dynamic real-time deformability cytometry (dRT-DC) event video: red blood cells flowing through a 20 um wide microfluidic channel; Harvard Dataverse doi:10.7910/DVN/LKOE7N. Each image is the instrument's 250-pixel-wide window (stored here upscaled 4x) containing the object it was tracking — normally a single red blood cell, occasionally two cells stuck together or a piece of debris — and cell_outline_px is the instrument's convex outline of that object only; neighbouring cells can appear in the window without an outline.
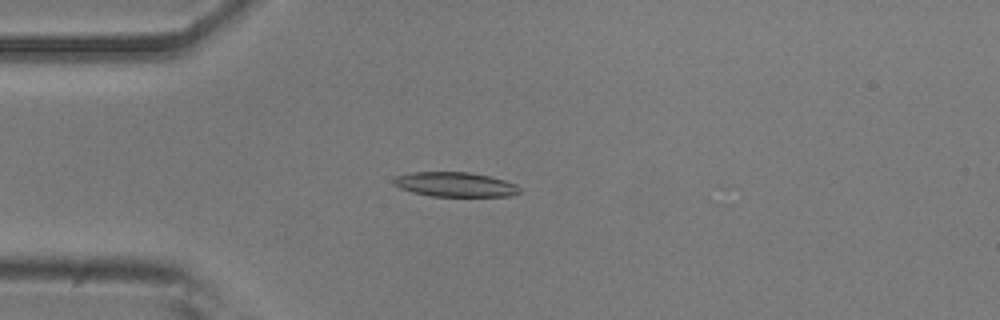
{"species": "common noctule bat (a hibernating species)", "species_latin": "Nyctalus noctula", "temperature_condition": "room temperature", "stored_images_in_passage": 50, "camera_frame_rate_fps": 3000, "um_per_image_px": 0.085, "animal": {"sex": "male", "body_mass_g": 20.5, "forearm_length_mm": 52.5}, "frame": {"image": 1, "passage_image": 12, "time_ms": 3.667, "image_size_px": [1000, 320], "cell_outline_px": [[520, 192], [512, 196], [432, 196], [412, 192], [400, 188], [392, 184], [392, 180], [396, 176], [412, 172], [468, 172], [488, 176], [504, 180], [516, 184], [520, 188]], "centroid_in_image_um": [38.67, 15.68], "position_along_channel_um": 46.3, "area_um2": 18.03}}
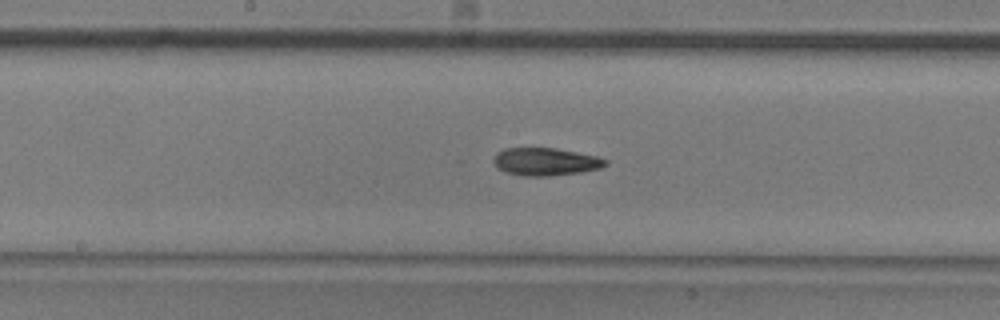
{"frame": {"image": 2, "passage_image": 25, "time_ms": 8.0, "image_size_px": [1000, 320], "cell_outline_px": [[608, 164], [600, 168], [580, 172], [548, 176], [524, 176], [508, 172], [500, 168], [492, 160], [496, 152], [504, 148], [556, 148], [596, 156], [608, 160]], "centroid_in_image_um": [46.38, 13.73], "position_along_channel_um": 201.8, "area_um2": 17.92}}
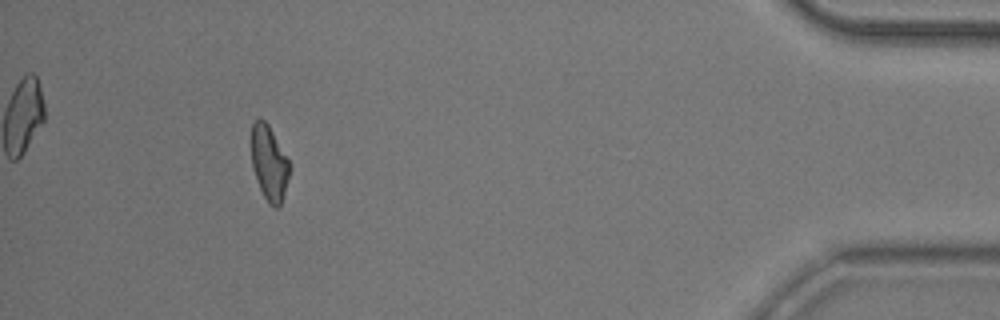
{"frame": {"image": 3, "passage_image": 46, "time_ms": 15.0, "image_size_px": [1000, 320], "cell_outline_px": [[292, 168], [280, 208], [272, 208], [268, 204], [260, 188], [252, 168], [252, 124], [256, 120], [264, 120], [268, 124], [288, 160]], "centroid_in_image_um": [22.9, 13.94], "position_along_channel_um": 412.3, "area_um2": 16.65}, "authors_computed_cell_mechanics": {"area_um2": 17.918, "velocity_mm_per_s": 3.8994, "shape_relaxation_time_tau1_ms": 5.0919, "shape_relaxation_time_tau2_ms": 9.2688, "deformation_change_tau1": 0.1613, "deformation_change_tau2": 0.1615}}